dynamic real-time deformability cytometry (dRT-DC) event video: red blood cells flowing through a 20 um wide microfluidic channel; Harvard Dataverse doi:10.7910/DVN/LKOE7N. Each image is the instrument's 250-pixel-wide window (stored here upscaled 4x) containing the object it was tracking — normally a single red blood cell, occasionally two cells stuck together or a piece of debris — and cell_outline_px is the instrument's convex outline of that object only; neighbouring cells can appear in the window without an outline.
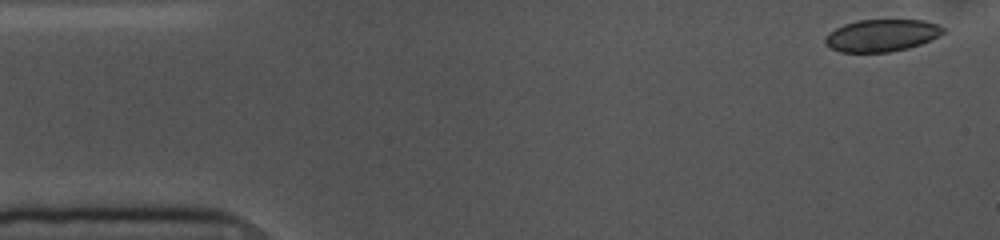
{"species": "common noctule bat (a hibernating species)", "species_latin": "Nyctalus noctula", "temperature_condition": "cold", "stored_images_in_passage": 9, "camera_frame_rate_fps": 3000, "um_per_image_px": 0.085, "animal": {"sex": "female", "body_mass_g": 10.0, "forearm_length_mm": 53.1}, "frame": {"image": 1, "passage_image": 2, "time_ms": 0.333, "image_size_px": [1000, 240], "cell_outline_px": [[948, 28], [940, 36], [920, 44], [908, 48], [888, 52], [840, 52], [824, 44], [824, 36], [828, 32], [844, 24], [860, 20], [924, 20], [940, 24]], "centroid_in_image_um": [74.97, 3.0], "position_along_channel_um": 10.0, "area_um2": 22.37}}